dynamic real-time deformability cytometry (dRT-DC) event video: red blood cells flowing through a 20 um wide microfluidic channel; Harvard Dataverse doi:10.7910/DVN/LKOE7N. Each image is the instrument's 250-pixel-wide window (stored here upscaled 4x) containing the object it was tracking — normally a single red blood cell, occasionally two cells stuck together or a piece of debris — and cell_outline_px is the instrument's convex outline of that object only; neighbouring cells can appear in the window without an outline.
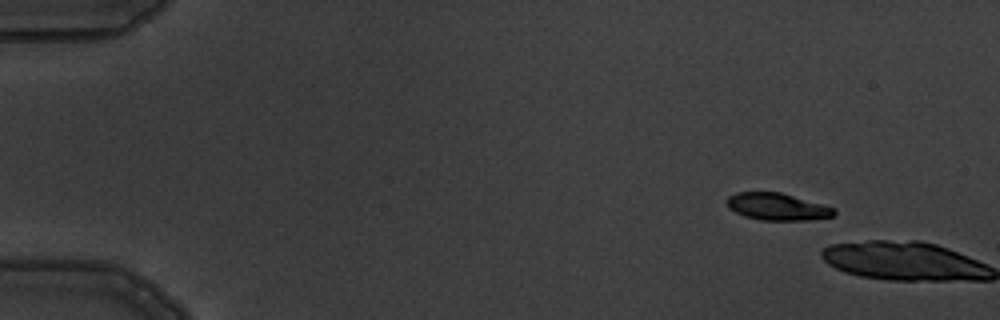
{"species": "common noctule bat (a hibernating species)", "species_latin": "Nyctalus noctula", "temperature_condition": "warm", "stored_images_in_passage": 2, "camera_frame_rate_fps": 3000, "um_per_image_px": 0.085, "animal": {"sex": "male", "body_mass_g": 19.5, "forearm_length_mm": 54.6}, "frame": {"image": 1, "passage_image": 1, "time_ms": 0.0, "image_size_px": [1000, 320], "cell_outline_px": [[836, 212], [832, 216], [812, 220], [760, 220], [744, 216], [728, 208], [724, 200], [728, 196], [736, 192], [780, 192], [836, 208]], "centroid_in_image_um": [66.03, 17.57], "position_along_channel_um": 19.0, "area_um2": 17.05}}